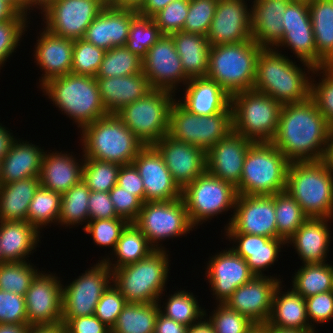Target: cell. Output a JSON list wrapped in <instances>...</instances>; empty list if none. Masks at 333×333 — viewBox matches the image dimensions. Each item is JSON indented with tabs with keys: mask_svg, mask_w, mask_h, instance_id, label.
I'll return each mask as SVG.
<instances>
[{
	"mask_svg": "<svg viewBox=\"0 0 333 333\" xmlns=\"http://www.w3.org/2000/svg\"><path fill=\"white\" fill-rule=\"evenodd\" d=\"M330 127L309 97L283 105L271 143L290 162L320 161L326 153Z\"/></svg>",
	"mask_w": 333,
	"mask_h": 333,
	"instance_id": "1",
	"label": "cell"
},
{
	"mask_svg": "<svg viewBox=\"0 0 333 333\" xmlns=\"http://www.w3.org/2000/svg\"><path fill=\"white\" fill-rule=\"evenodd\" d=\"M281 52L274 48L261 49L256 61L253 89L283 105L306 101L310 97V74L314 67L304 61L300 63L303 64L301 66L289 59L291 56Z\"/></svg>",
	"mask_w": 333,
	"mask_h": 333,
	"instance_id": "2",
	"label": "cell"
},
{
	"mask_svg": "<svg viewBox=\"0 0 333 333\" xmlns=\"http://www.w3.org/2000/svg\"><path fill=\"white\" fill-rule=\"evenodd\" d=\"M40 88L53 106L72 119L80 130L109 114L93 76L68 73L48 80Z\"/></svg>",
	"mask_w": 333,
	"mask_h": 333,
	"instance_id": "3",
	"label": "cell"
},
{
	"mask_svg": "<svg viewBox=\"0 0 333 333\" xmlns=\"http://www.w3.org/2000/svg\"><path fill=\"white\" fill-rule=\"evenodd\" d=\"M80 131L84 159L128 165L145 146L116 114L100 117Z\"/></svg>",
	"mask_w": 333,
	"mask_h": 333,
	"instance_id": "4",
	"label": "cell"
},
{
	"mask_svg": "<svg viewBox=\"0 0 333 333\" xmlns=\"http://www.w3.org/2000/svg\"><path fill=\"white\" fill-rule=\"evenodd\" d=\"M285 190L309 218L333 219V171L323 160L290 162Z\"/></svg>",
	"mask_w": 333,
	"mask_h": 333,
	"instance_id": "5",
	"label": "cell"
},
{
	"mask_svg": "<svg viewBox=\"0 0 333 333\" xmlns=\"http://www.w3.org/2000/svg\"><path fill=\"white\" fill-rule=\"evenodd\" d=\"M159 249L135 263L112 271V283L127 303H157L165 296L170 253ZM164 294V295H162Z\"/></svg>",
	"mask_w": 333,
	"mask_h": 333,
	"instance_id": "6",
	"label": "cell"
},
{
	"mask_svg": "<svg viewBox=\"0 0 333 333\" xmlns=\"http://www.w3.org/2000/svg\"><path fill=\"white\" fill-rule=\"evenodd\" d=\"M261 49L253 39L211 46L206 77L217 82L230 96L253 89Z\"/></svg>",
	"mask_w": 333,
	"mask_h": 333,
	"instance_id": "7",
	"label": "cell"
},
{
	"mask_svg": "<svg viewBox=\"0 0 333 333\" xmlns=\"http://www.w3.org/2000/svg\"><path fill=\"white\" fill-rule=\"evenodd\" d=\"M290 161L271 143H253L245 156L237 194L273 195L286 189Z\"/></svg>",
	"mask_w": 333,
	"mask_h": 333,
	"instance_id": "8",
	"label": "cell"
},
{
	"mask_svg": "<svg viewBox=\"0 0 333 333\" xmlns=\"http://www.w3.org/2000/svg\"><path fill=\"white\" fill-rule=\"evenodd\" d=\"M233 131L255 142H271L274 138L282 103L255 89L231 96Z\"/></svg>",
	"mask_w": 333,
	"mask_h": 333,
	"instance_id": "9",
	"label": "cell"
},
{
	"mask_svg": "<svg viewBox=\"0 0 333 333\" xmlns=\"http://www.w3.org/2000/svg\"><path fill=\"white\" fill-rule=\"evenodd\" d=\"M176 98L170 91L153 89L116 115L145 146L154 145L169 134L170 109Z\"/></svg>",
	"mask_w": 333,
	"mask_h": 333,
	"instance_id": "10",
	"label": "cell"
},
{
	"mask_svg": "<svg viewBox=\"0 0 333 333\" xmlns=\"http://www.w3.org/2000/svg\"><path fill=\"white\" fill-rule=\"evenodd\" d=\"M177 99L172 103L169 121V135L174 139L200 147L207 152L233 131L231 105L220 113L198 116L185 109Z\"/></svg>",
	"mask_w": 333,
	"mask_h": 333,
	"instance_id": "11",
	"label": "cell"
},
{
	"mask_svg": "<svg viewBox=\"0 0 333 333\" xmlns=\"http://www.w3.org/2000/svg\"><path fill=\"white\" fill-rule=\"evenodd\" d=\"M237 195L232 184L216 178L207 171L182 189V199L190 222L196 228L229 210L234 213L232 209L235 208Z\"/></svg>",
	"mask_w": 333,
	"mask_h": 333,
	"instance_id": "12",
	"label": "cell"
},
{
	"mask_svg": "<svg viewBox=\"0 0 333 333\" xmlns=\"http://www.w3.org/2000/svg\"><path fill=\"white\" fill-rule=\"evenodd\" d=\"M133 223L155 250L167 249L161 244L166 239L182 237L196 229L190 222L182 197L171 201L144 202Z\"/></svg>",
	"mask_w": 333,
	"mask_h": 333,
	"instance_id": "13",
	"label": "cell"
},
{
	"mask_svg": "<svg viewBox=\"0 0 333 333\" xmlns=\"http://www.w3.org/2000/svg\"><path fill=\"white\" fill-rule=\"evenodd\" d=\"M111 283L112 270L104 261H97L71 283L62 285V318L94 315L96 305Z\"/></svg>",
	"mask_w": 333,
	"mask_h": 333,
	"instance_id": "14",
	"label": "cell"
},
{
	"mask_svg": "<svg viewBox=\"0 0 333 333\" xmlns=\"http://www.w3.org/2000/svg\"><path fill=\"white\" fill-rule=\"evenodd\" d=\"M106 5L104 0H57L41 14L42 25L57 36L83 39L88 26Z\"/></svg>",
	"mask_w": 333,
	"mask_h": 333,
	"instance_id": "15",
	"label": "cell"
},
{
	"mask_svg": "<svg viewBox=\"0 0 333 333\" xmlns=\"http://www.w3.org/2000/svg\"><path fill=\"white\" fill-rule=\"evenodd\" d=\"M231 216L224 227V233L280 238L277 233L273 195L238 194Z\"/></svg>",
	"mask_w": 333,
	"mask_h": 333,
	"instance_id": "16",
	"label": "cell"
},
{
	"mask_svg": "<svg viewBox=\"0 0 333 333\" xmlns=\"http://www.w3.org/2000/svg\"><path fill=\"white\" fill-rule=\"evenodd\" d=\"M60 279L56 273L48 272L47 274L43 271H40L33 279L24 296L30 327L62 323V285L64 283Z\"/></svg>",
	"mask_w": 333,
	"mask_h": 333,
	"instance_id": "17",
	"label": "cell"
},
{
	"mask_svg": "<svg viewBox=\"0 0 333 333\" xmlns=\"http://www.w3.org/2000/svg\"><path fill=\"white\" fill-rule=\"evenodd\" d=\"M142 63V72L153 89L175 94L178 87L185 86L189 80L171 36L162 35L148 50Z\"/></svg>",
	"mask_w": 333,
	"mask_h": 333,
	"instance_id": "18",
	"label": "cell"
},
{
	"mask_svg": "<svg viewBox=\"0 0 333 333\" xmlns=\"http://www.w3.org/2000/svg\"><path fill=\"white\" fill-rule=\"evenodd\" d=\"M208 260L205 276L216 304L225 303L239 286L254 277L247 262L231 248L216 252Z\"/></svg>",
	"mask_w": 333,
	"mask_h": 333,
	"instance_id": "19",
	"label": "cell"
},
{
	"mask_svg": "<svg viewBox=\"0 0 333 333\" xmlns=\"http://www.w3.org/2000/svg\"><path fill=\"white\" fill-rule=\"evenodd\" d=\"M248 0H218L206 35L211 46L252 40Z\"/></svg>",
	"mask_w": 333,
	"mask_h": 333,
	"instance_id": "20",
	"label": "cell"
},
{
	"mask_svg": "<svg viewBox=\"0 0 333 333\" xmlns=\"http://www.w3.org/2000/svg\"><path fill=\"white\" fill-rule=\"evenodd\" d=\"M277 274L256 276L239 286L225 301V305L248 317L254 324H265L272 313L273 296L281 282Z\"/></svg>",
	"mask_w": 333,
	"mask_h": 333,
	"instance_id": "21",
	"label": "cell"
},
{
	"mask_svg": "<svg viewBox=\"0 0 333 333\" xmlns=\"http://www.w3.org/2000/svg\"><path fill=\"white\" fill-rule=\"evenodd\" d=\"M132 164L143 180L145 202L171 201L182 197V189L173 180L162 156L153 145L144 146Z\"/></svg>",
	"mask_w": 333,
	"mask_h": 333,
	"instance_id": "22",
	"label": "cell"
},
{
	"mask_svg": "<svg viewBox=\"0 0 333 333\" xmlns=\"http://www.w3.org/2000/svg\"><path fill=\"white\" fill-rule=\"evenodd\" d=\"M153 146L181 189L206 171V152L200 147L178 141L169 134Z\"/></svg>",
	"mask_w": 333,
	"mask_h": 333,
	"instance_id": "23",
	"label": "cell"
},
{
	"mask_svg": "<svg viewBox=\"0 0 333 333\" xmlns=\"http://www.w3.org/2000/svg\"><path fill=\"white\" fill-rule=\"evenodd\" d=\"M253 143L232 131L206 152V171L236 188L240 183L245 156Z\"/></svg>",
	"mask_w": 333,
	"mask_h": 333,
	"instance_id": "24",
	"label": "cell"
},
{
	"mask_svg": "<svg viewBox=\"0 0 333 333\" xmlns=\"http://www.w3.org/2000/svg\"><path fill=\"white\" fill-rule=\"evenodd\" d=\"M137 10L106 5L86 29L83 39L105 51L126 45Z\"/></svg>",
	"mask_w": 333,
	"mask_h": 333,
	"instance_id": "25",
	"label": "cell"
},
{
	"mask_svg": "<svg viewBox=\"0 0 333 333\" xmlns=\"http://www.w3.org/2000/svg\"><path fill=\"white\" fill-rule=\"evenodd\" d=\"M34 53V63L42 76L39 87L48 80L71 72L74 40L52 34L44 27L38 32Z\"/></svg>",
	"mask_w": 333,
	"mask_h": 333,
	"instance_id": "26",
	"label": "cell"
},
{
	"mask_svg": "<svg viewBox=\"0 0 333 333\" xmlns=\"http://www.w3.org/2000/svg\"><path fill=\"white\" fill-rule=\"evenodd\" d=\"M223 234L230 243L234 242L230 248L247 262L250 271L256 276H264V271L278 261L281 248L287 245L281 238L244 233Z\"/></svg>",
	"mask_w": 333,
	"mask_h": 333,
	"instance_id": "27",
	"label": "cell"
},
{
	"mask_svg": "<svg viewBox=\"0 0 333 333\" xmlns=\"http://www.w3.org/2000/svg\"><path fill=\"white\" fill-rule=\"evenodd\" d=\"M331 221L333 219L310 217L286 242L287 247L289 244L295 247L302 264H322L327 261L332 241Z\"/></svg>",
	"mask_w": 333,
	"mask_h": 333,
	"instance_id": "28",
	"label": "cell"
},
{
	"mask_svg": "<svg viewBox=\"0 0 333 333\" xmlns=\"http://www.w3.org/2000/svg\"><path fill=\"white\" fill-rule=\"evenodd\" d=\"M183 91L184 96L177 101L198 116H211L225 111L231 105V96L207 77L189 79Z\"/></svg>",
	"mask_w": 333,
	"mask_h": 333,
	"instance_id": "29",
	"label": "cell"
},
{
	"mask_svg": "<svg viewBox=\"0 0 333 333\" xmlns=\"http://www.w3.org/2000/svg\"><path fill=\"white\" fill-rule=\"evenodd\" d=\"M291 0L251 1V37L262 48H274L283 35V16Z\"/></svg>",
	"mask_w": 333,
	"mask_h": 333,
	"instance_id": "30",
	"label": "cell"
},
{
	"mask_svg": "<svg viewBox=\"0 0 333 333\" xmlns=\"http://www.w3.org/2000/svg\"><path fill=\"white\" fill-rule=\"evenodd\" d=\"M51 151L44 153L39 175L40 184L62 195L82 180L84 157L77 159L75 155L73 157V152L70 154L68 151Z\"/></svg>",
	"mask_w": 333,
	"mask_h": 333,
	"instance_id": "31",
	"label": "cell"
},
{
	"mask_svg": "<svg viewBox=\"0 0 333 333\" xmlns=\"http://www.w3.org/2000/svg\"><path fill=\"white\" fill-rule=\"evenodd\" d=\"M95 79L103 105L110 114H116L153 90L143 72L129 76Z\"/></svg>",
	"mask_w": 333,
	"mask_h": 333,
	"instance_id": "32",
	"label": "cell"
},
{
	"mask_svg": "<svg viewBox=\"0 0 333 333\" xmlns=\"http://www.w3.org/2000/svg\"><path fill=\"white\" fill-rule=\"evenodd\" d=\"M44 153L41 146L16 138L2 158L1 184L39 177Z\"/></svg>",
	"mask_w": 333,
	"mask_h": 333,
	"instance_id": "33",
	"label": "cell"
},
{
	"mask_svg": "<svg viewBox=\"0 0 333 333\" xmlns=\"http://www.w3.org/2000/svg\"><path fill=\"white\" fill-rule=\"evenodd\" d=\"M40 233L27 221H0L2 262L29 261L27 258L41 241Z\"/></svg>",
	"mask_w": 333,
	"mask_h": 333,
	"instance_id": "34",
	"label": "cell"
},
{
	"mask_svg": "<svg viewBox=\"0 0 333 333\" xmlns=\"http://www.w3.org/2000/svg\"><path fill=\"white\" fill-rule=\"evenodd\" d=\"M282 285L281 281L274 292L268 323L279 328L313 330L308 321L305 298L292 288L281 291Z\"/></svg>",
	"mask_w": 333,
	"mask_h": 333,
	"instance_id": "35",
	"label": "cell"
},
{
	"mask_svg": "<svg viewBox=\"0 0 333 333\" xmlns=\"http://www.w3.org/2000/svg\"><path fill=\"white\" fill-rule=\"evenodd\" d=\"M316 46V68L333 66V0L308 3Z\"/></svg>",
	"mask_w": 333,
	"mask_h": 333,
	"instance_id": "36",
	"label": "cell"
},
{
	"mask_svg": "<svg viewBox=\"0 0 333 333\" xmlns=\"http://www.w3.org/2000/svg\"><path fill=\"white\" fill-rule=\"evenodd\" d=\"M180 57L185 75L191 78L206 77L211 45L206 36L178 31L170 35Z\"/></svg>",
	"mask_w": 333,
	"mask_h": 333,
	"instance_id": "37",
	"label": "cell"
},
{
	"mask_svg": "<svg viewBox=\"0 0 333 333\" xmlns=\"http://www.w3.org/2000/svg\"><path fill=\"white\" fill-rule=\"evenodd\" d=\"M39 177L0 185V221H27L30 202L40 186Z\"/></svg>",
	"mask_w": 333,
	"mask_h": 333,
	"instance_id": "38",
	"label": "cell"
},
{
	"mask_svg": "<svg viewBox=\"0 0 333 333\" xmlns=\"http://www.w3.org/2000/svg\"><path fill=\"white\" fill-rule=\"evenodd\" d=\"M153 251H155V248L149 243L145 235L134 223H129L122 231L113 253H108L111 258L107 255V257H103L98 261H104L113 271L122 266L140 261Z\"/></svg>",
	"mask_w": 333,
	"mask_h": 333,
	"instance_id": "39",
	"label": "cell"
},
{
	"mask_svg": "<svg viewBox=\"0 0 333 333\" xmlns=\"http://www.w3.org/2000/svg\"><path fill=\"white\" fill-rule=\"evenodd\" d=\"M158 303H127L111 333H154Z\"/></svg>",
	"mask_w": 333,
	"mask_h": 333,
	"instance_id": "40",
	"label": "cell"
},
{
	"mask_svg": "<svg viewBox=\"0 0 333 333\" xmlns=\"http://www.w3.org/2000/svg\"><path fill=\"white\" fill-rule=\"evenodd\" d=\"M292 276V286L295 292L308 298L310 296L332 291L333 265L302 264Z\"/></svg>",
	"mask_w": 333,
	"mask_h": 333,
	"instance_id": "41",
	"label": "cell"
},
{
	"mask_svg": "<svg viewBox=\"0 0 333 333\" xmlns=\"http://www.w3.org/2000/svg\"><path fill=\"white\" fill-rule=\"evenodd\" d=\"M91 190L81 180L77 185L72 186L67 192L61 195L60 214L57 225L73 228L80 224L83 228L89 222L88 201ZM85 222V223H84ZM71 226V227H70Z\"/></svg>",
	"mask_w": 333,
	"mask_h": 333,
	"instance_id": "42",
	"label": "cell"
},
{
	"mask_svg": "<svg viewBox=\"0 0 333 333\" xmlns=\"http://www.w3.org/2000/svg\"><path fill=\"white\" fill-rule=\"evenodd\" d=\"M168 295L167 300L165 299L166 302H163L162 306L161 300L157 302L163 315L188 327L198 322L204 316L205 308L199 305L197 297L191 291L180 289Z\"/></svg>",
	"mask_w": 333,
	"mask_h": 333,
	"instance_id": "43",
	"label": "cell"
},
{
	"mask_svg": "<svg viewBox=\"0 0 333 333\" xmlns=\"http://www.w3.org/2000/svg\"><path fill=\"white\" fill-rule=\"evenodd\" d=\"M278 236L287 242L309 218L286 191L273 194Z\"/></svg>",
	"mask_w": 333,
	"mask_h": 333,
	"instance_id": "44",
	"label": "cell"
},
{
	"mask_svg": "<svg viewBox=\"0 0 333 333\" xmlns=\"http://www.w3.org/2000/svg\"><path fill=\"white\" fill-rule=\"evenodd\" d=\"M60 206L61 194L40 185L30 202L27 222L39 232L51 223L56 225L59 220Z\"/></svg>",
	"mask_w": 333,
	"mask_h": 333,
	"instance_id": "45",
	"label": "cell"
},
{
	"mask_svg": "<svg viewBox=\"0 0 333 333\" xmlns=\"http://www.w3.org/2000/svg\"><path fill=\"white\" fill-rule=\"evenodd\" d=\"M142 59L126 46L107 50L95 78L129 76L142 73Z\"/></svg>",
	"mask_w": 333,
	"mask_h": 333,
	"instance_id": "46",
	"label": "cell"
},
{
	"mask_svg": "<svg viewBox=\"0 0 333 333\" xmlns=\"http://www.w3.org/2000/svg\"><path fill=\"white\" fill-rule=\"evenodd\" d=\"M39 272L40 270L30 261L2 262L0 264V290L25 296Z\"/></svg>",
	"mask_w": 333,
	"mask_h": 333,
	"instance_id": "47",
	"label": "cell"
},
{
	"mask_svg": "<svg viewBox=\"0 0 333 333\" xmlns=\"http://www.w3.org/2000/svg\"><path fill=\"white\" fill-rule=\"evenodd\" d=\"M282 47H288L300 62L304 61L316 68V46L312 27L283 29L282 38L274 49L279 51Z\"/></svg>",
	"mask_w": 333,
	"mask_h": 333,
	"instance_id": "48",
	"label": "cell"
},
{
	"mask_svg": "<svg viewBox=\"0 0 333 333\" xmlns=\"http://www.w3.org/2000/svg\"><path fill=\"white\" fill-rule=\"evenodd\" d=\"M120 165L97 159H84L82 180L91 191L109 192L116 184Z\"/></svg>",
	"mask_w": 333,
	"mask_h": 333,
	"instance_id": "49",
	"label": "cell"
},
{
	"mask_svg": "<svg viewBox=\"0 0 333 333\" xmlns=\"http://www.w3.org/2000/svg\"><path fill=\"white\" fill-rule=\"evenodd\" d=\"M161 36L160 29L152 18L137 15L131 22L125 46L143 60L148 50Z\"/></svg>",
	"mask_w": 333,
	"mask_h": 333,
	"instance_id": "50",
	"label": "cell"
},
{
	"mask_svg": "<svg viewBox=\"0 0 333 333\" xmlns=\"http://www.w3.org/2000/svg\"><path fill=\"white\" fill-rule=\"evenodd\" d=\"M316 74L321 79L319 82L314 79ZM311 75L310 97L316 102L325 121L333 126V66L314 68Z\"/></svg>",
	"mask_w": 333,
	"mask_h": 333,
	"instance_id": "51",
	"label": "cell"
},
{
	"mask_svg": "<svg viewBox=\"0 0 333 333\" xmlns=\"http://www.w3.org/2000/svg\"><path fill=\"white\" fill-rule=\"evenodd\" d=\"M216 306L209 316L206 309L204 311V316L211 323L215 333H248L254 327L255 324L248 317L224 303H218Z\"/></svg>",
	"mask_w": 333,
	"mask_h": 333,
	"instance_id": "52",
	"label": "cell"
},
{
	"mask_svg": "<svg viewBox=\"0 0 333 333\" xmlns=\"http://www.w3.org/2000/svg\"><path fill=\"white\" fill-rule=\"evenodd\" d=\"M105 52L104 49L96 47L84 39L74 40L70 73L95 77Z\"/></svg>",
	"mask_w": 333,
	"mask_h": 333,
	"instance_id": "53",
	"label": "cell"
},
{
	"mask_svg": "<svg viewBox=\"0 0 333 333\" xmlns=\"http://www.w3.org/2000/svg\"><path fill=\"white\" fill-rule=\"evenodd\" d=\"M128 224L124 218L98 219L89 221L83 230L92 236L95 245L103 249L111 248L110 251L113 253L122 231Z\"/></svg>",
	"mask_w": 333,
	"mask_h": 333,
	"instance_id": "54",
	"label": "cell"
},
{
	"mask_svg": "<svg viewBox=\"0 0 333 333\" xmlns=\"http://www.w3.org/2000/svg\"><path fill=\"white\" fill-rule=\"evenodd\" d=\"M218 0H189L184 32L206 36L215 15Z\"/></svg>",
	"mask_w": 333,
	"mask_h": 333,
	"instance_id": "55",
	"label": "cell"
},
{
	"mask_svg": "<svg viewBox=\"0 0 333 333\" xmlns=\"http://www.w3.org/2000/svg\"><path fill=\"white\" fill-rule=\"evenodd\" d=\"M29 21L30 19L0 21V70L3 65H6L7 59L13 56L12 54L20 46L21 38L27 31V27H29Z\"/></svg>",
	"mask_w": 333,
	"mask_h": 333,
	"instance_id": "56",
	"label": "cell"
},
{
	"mask_svg": "<svg viewBox=\"0 0 333 333\" xmlns=\"http://www.w3.org/2000/svg\"><path fill=\"white\" fill-rule=\"evenodd\" d=\"M188 8L189 0H174L151 18L162 35L170 36L183 30Z\"/></svg>",
	"mask_w": 333,
	"mask_h": 333,
	"instance_id": "57",
	"label": "cell"
},
{
	"mask_svg": "<svg viewBox=\"0 0 333 333\" xmlns=\"http://www.w3.org/2000/svg\"><path fill=\"white\" fill-rule=\"evenodd\" d=\"M126 304L127 301L124 296L120 293L119 289L111 283L96 305L94 315L112 329Z\"/></svg>",
	"mask_w": 333,
	"mask_h": 333,
	"instance_id": "58",
	"label": "cell"
},
{
	"mask_svg": "<svg viewBox=\"0 0 333 333\" xmlns=\"http://www.w3.org/2000/svg\"><path fill=\"white\" fill-rule=\"evenodd\" d=\"M0 324H28L24 296L0 290Z\"/></svg>",
	"mask_w": 333,
	"mask_h": 333,
	"instance_id": "59",
	"label": "cell"
},
{
	"mask_svg": "<svg viewBox=\"0 0 333 333\" xmlns=\"http://www.w3.org/2000/svg\"><path fill=\"white\" fill-rule=\"evenodd\" d=\"M307 317L311 328L316 324H325L333 319V291L319 293L305 298ZM316 323V324H314ZM315 326V327H314Z\"/></svg>",
	"mask_w": 333,
	"mask_h": 333,
	"instance_id": "60",
	"label": "cell"
},
{
	"mask_svg": "<svg viewBox=\"0 0 333 333\" xmlns=\"http://www.w3.org/2000/svg\"><path fill=\"white\" fill-rule=\"evenodd\" d=\"M109 195L116 214L129 223H133L139 215L143 202L117 184L109 191Z\"/></svg>",
	"mask_w": 333,
	"mask_h": 333,
	"instance_id": "61",
	"label": "cell"
},
{
	"mask_svg": "<svg viewBox=\"0 0 333 333\" xmlns=\"http://www.w3.org/2000/svg\"><path fill=\"white\" fill-rule=\"evenodd\" d=\"M283 29L312 27L308 3L291 0L284 12Z\"/></svg>",
	"mask_w": 333,
	"mask_h": 333,
	"instance_id": "62",
	"label": "cell"
},
{
	"mask_svg": "<svg viewBox=\"0 0 333 333\" xmlns=\"http://www.w3.org/2000/svg\"><path fill=\"white\" fill-rule=\"evenodd\" d=\"M62 324L66 333H111V328L95 315L62 318Z\"/></svg>",
	"mask_w": 333,
	"mask_h": 333,
	"instance_id": "63",
	"label": "cell"
},
{
	"mask_svg": "<svg viewBox=\"0 0 333 333\" xmlns=\"http://www.w3.org/2000/svg\"><path fill=\"white\" fill-rule=\"evenodd\" d=\"M89 221L121 218L116 214L109 192L91 191L89 201Z\"/></svg>",
	"mask_w": 333,
	"mask_h": 333,
	"instance_id": "64",
	"label": "cell"
},
{
	"mask_svg": "<svg viewBox=\"0 0 333 333\" xmlns=\"http://www.w3.org/2000/svg\"><path fill=\"white\" fill-rule=\"evenodd\" d=\"M117 185L133 193V195L137 196L143 203L145 202L143 180L133 164L120 166Z\"/></svg>",
	"mask_w": 333,
	"mask_h": 333,
	"instance_id": "65",
	"label": "cell"
},
{
	"mask_svg": "<svg viewBox=\"0 0 333 333\" xmlns=\"http://www.w3.org/2000/svg\"><path fill=\"white\" fill-rule=\"evenodd\" d=\"M187 330L188 326L174 321L159 311L155 322L154 333H187Z\"/></svg>",
	"mask_w": 333,
	"mask_h": 333,
	"instance_id": "66",
	"label": "cell"
},
{
	"mask_svg": "<svg viewBox=\"0 0 333 333\" xmlns=\"http://www.w3.org/2000/svg\"><path fill=\"white\" fill-rule=\"evenodd\" d=\"M174 0H144L137 10L138 15L151 18Z\"/></svg>",
	"mask_w": 333,
	"mask_h": 333,
	"instance_id": "67",
	"label": "cell"
},
{
	"mask_svg": "<svg viewBox=\"0 0 333 333\" xmlns=\"http://www.w3.org/2000/svg\"><path fill=\"white\" fill-rule=\"evenodd\" d=\"M8 127H4L2 123H0V159H2L5 155L8 154L10 146L16 139V136L13 135L11 129L7 130Z\"/></svg>",
	"mask_w": 333,
	"mask_h": 333,
	"instance_id": "68",
	"label": "cell"
},
{
	"mask_svg": "<svg viewBox=\"0 0 333 333\" xmlns=\"http://www.w3.org/2000/svg\"><path fill=\"white\" fill-rule=\"evenodd\" d=\"M56 1L57 0H23V15L31 17L30 13L33 10L35 11V9L41 10L40 13L42 14L49 6L54 4Z\"/></svg>",
	"mask_w": 333,
	"mask_h": 333,
	"instance_id": "69",
	"label": "cell"
},
{
	"mask_svg": "<svg viewBox=\"0 0 333 333\" xmlns=\"http://www.w3.org/2000/svg\"><path fill=\"white\" fill-rule=\"evenodd\" d=\"M8 19H29V17L18 13L5 0H0V21H5Z\"/></svg>",
	"mask_w": 333,
	"mask_h": 333,
	"instance_id": "70",
	"label": "cell"
},
{
	"mask_svg": "<svg viewBox=\"0 0 333 333\" xmlns=\"http://www.w3.org/2000/svg\"><path fill=\"white\" fill-rule=\"evenodd\" d=\"M187 333H215L209 320L203 316L198 322L188 327Z\"/></svg>",
	"mask_w": 333,
	"mask_h": 333,
	"instance_id": "71",
	"label": "cell"
},
{
	"mask_svg": "<svg viewBox=\"0 0 333 333\" xmlns=\"http://www.w3.org/2000/svg\"><path fill=\"white\" fill-rule=\"evenodd\" d=\"M323 161L326 163L327 167L333 171V126H331L329 130L327 148Z\"/></svg>",
	"mask_w": 333,
	"mask_h": 333,
	"instance_id": "72",
	"label": "cell"
},
{
	"mask_svg": "<svg viewBox=\"0 0 333 333\" xmlns=\"http://www.w3.org/2000/svg\"><path fill=\"white\" fill-rule=\"evenodd\" d=\"M28 333H66L64 325L53 326H33L29 328Z\"/></svg>",
	"mask_w": 333,
	"mask_h": 333,
	"instance_id": "73",
	"label": "cell"
},
{
	"mask_svg": "<svg viewBox=\"0 0 333 333\" xmlns=\"http://www.w3.org/2000/svg\"><path fill=\"white\" fill-rule=\"evenodd\" d=\"M144 0H110L107 4L119 8H131L138 10Z\"/></svg>",
	"mask_w": 333,
	"mask_h": 333,
	"instance_id": "74",
	"label": "cell"
},
{
	"mask_svg": "<svg viewBox=\"0 0 333 333\" xmlns=\"http://www.w3.org/2000/svg\"><path fill=\"white\" fill-rule=\"evenodd\" d=\"M28 324H0V333H28Z\"/></svg>",
	"mask_w": 333,
	"mask_h": 333,
	"instance_id": "75",
	"label": "cell"
},
{
	"mask_svg": "<svg viewBox=\"0 0 333 333\" xmlns=\"http://www.w3.org/2000/svg\"><path fill=\"white\" fill-rule=\"evenodd\" d=\"M269 333H317L314 330H300V329H290V328H279L273 325H270L268 322L262 324Z\"/></svg>",
	"mask_w": 333,
	"mask_h": 333,
	"instance_id": "76",
	"label": "cell"
},
{
	"mask_svg": "<svg viewBox=\"0 0 333 333\" xmlns=\"http://www.w3.org/2000/svg\"><path fill=\"white\" fill-rule=\"evenodd\" d=\"M9 3L18 13L23 14V0H5Z\"/></svg>",
	"mask_w": 333,
	"mask_h": 333,
	"instance_id": "77",
	"label": "cell"
},
{
	"mask_svg": "<svg viewBox=\"0 0 333 333\" xmlns=\"http://www.w3.org/2000/svg\"><path fill=\"white\" fill-rule=\"evenodd\" d=\"M248 333H269L262 324H255Z\"/></svg>",
	"mask_w": 333,
	"mask_h": 333,
	"instance_id": "78",
	"label": "cell"
},
{
	"mask_svg": "<svg viewBox=\"0 0 333 333\" xmlns=\"http://www.w3.org/2000/svg\"><path fill=\"white\" fill-rule=\"evenodd\" d=\"M1 169H2V159H0V185H1Z\"/></svg>",
	"mask_w": 333,
	"mask_h": 333,
	"instance_id": "79",
	"label": "cell"
},
{
	"mask_svg": "<svg viewBox=\"0 0 333 333\" xmlns=\"http://www.w3.org/2000/svg\"><path fill=\"white\" fill-rule=\"evenodd\" d=\"M296 1H302V2H306V3H310V2L315 1V0H296Z\"/></svg>",
	"mask_w": 333,
	"mask_h": 333,
	"instance_id": "80",
	"label": "cell"
}]
</instances>
